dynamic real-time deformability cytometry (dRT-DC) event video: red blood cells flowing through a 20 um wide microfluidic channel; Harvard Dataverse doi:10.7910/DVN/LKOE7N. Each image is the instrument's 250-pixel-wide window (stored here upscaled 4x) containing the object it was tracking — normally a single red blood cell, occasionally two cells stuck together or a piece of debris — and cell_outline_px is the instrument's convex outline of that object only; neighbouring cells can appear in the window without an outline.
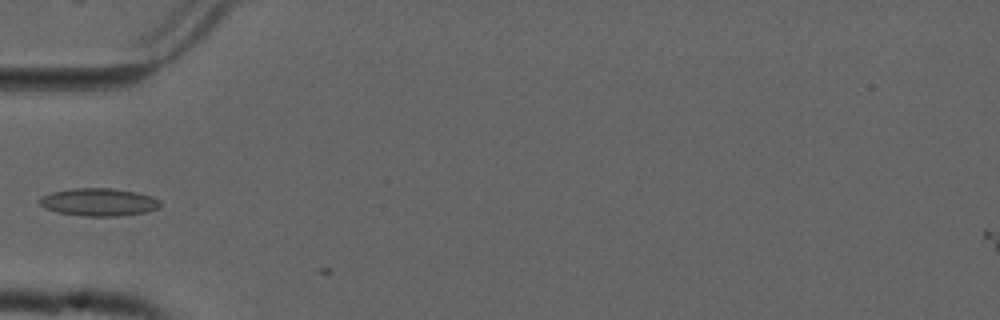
{"species": "common noctule bat (a hibernating species)", "species_latin": "Nyctalus noctula", "temperature_condition": "cold", "stored_images_in_passage": 2, "camera_frame_rate_fps": 3000, "um_per_image_px": 0.085, "animal": {"sex": "male", "forearm_length_mm": 52.5}, "frame": {"image": 1, "passage_image": 1, "time_ms": 0.0, "image_size_px": [1000, 320], "cell_outline_px": [[160, 204], [156, 208], [148, 212], [116, 216], [84, 216], [56, 212], [44, 208], [36, 200], [52, 192], [72, 188], [112, 188], [136, 192], [152, 196], [160, 200]], "centroid_in_image_um": [8.38, 17.18], "position_along_channel_um": 76.6, "area_um2": 19.54}}